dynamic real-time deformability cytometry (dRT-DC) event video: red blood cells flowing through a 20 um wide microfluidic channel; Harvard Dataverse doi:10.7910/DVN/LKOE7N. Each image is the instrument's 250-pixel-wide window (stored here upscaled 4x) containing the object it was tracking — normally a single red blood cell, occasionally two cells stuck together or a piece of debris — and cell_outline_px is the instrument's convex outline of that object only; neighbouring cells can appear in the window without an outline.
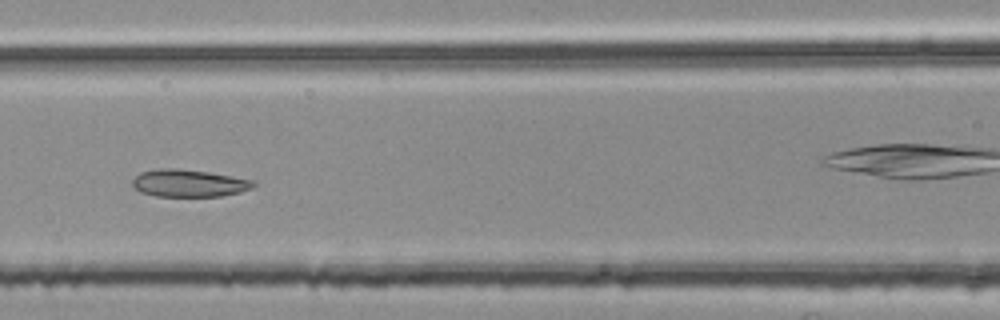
{"species": "common noctule bat (a hibernating species)", "species_latin": "Nyctalus noctula", "temperature_condition": "room temperature", "stored_images_in_passage": 53, "segment_of_instrument_passage": [2, 2], "camera_frame_rate_fps": 3000, "um_per_image_px": 0.085, "animal": {"sex": "female", "body_mass_g": 25.1}, "frame": {"image": 1, "passage_image": 24, "time_ms": 7.667, "image_size_px": [1000, 320], "cell_outline_px": [[256, 184], [252, 188], [240, 192], [220, 196], [156, 196], [140, 192], [132, 184], [132, 180], [140, 172], [160, 168], [176, 168], [208, 172], [232, 176], [252, 180]], "centroid_in_image_um": [16.04, 15.57], "position_along_channel_um": 150.6, "area_um2": 19.19}}
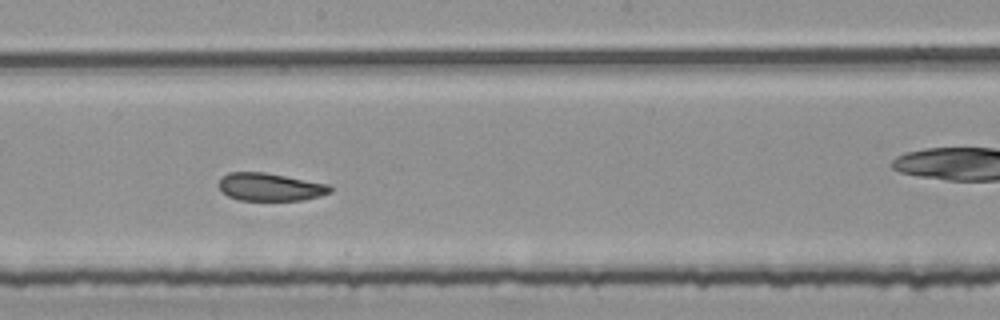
{"frame": {"image": 2, "passage_image": 30, "time_ms": 9.667, "image_size_px": [1000, 320], "cell_outline_px": [[332, 192], [320, 196], [304, 200], [240, 200], [228, 196], [220, 188], [220, 180], [228, 172], [264, 172], [328, 184], [332, 188]], "centroid_in_image_um": [22.99, 15.9], "position_along_channel_um": 225.2, "area_um2": 17.86}}
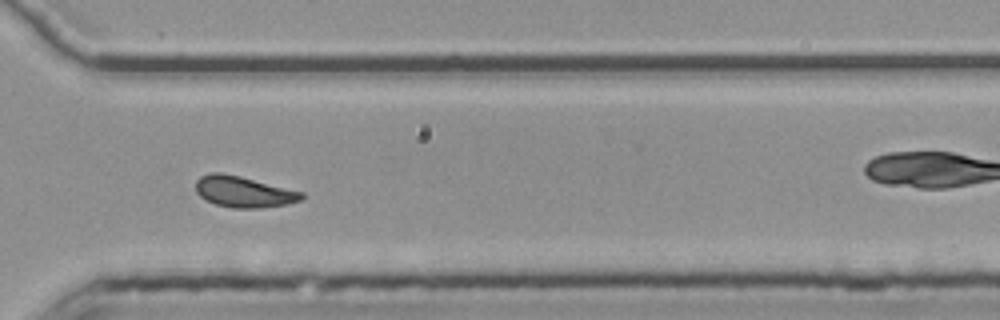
{"frame": {"image": 3, "passage_image": 40, "time_ms": 13.0, "image_size_px": [1000, 320], "cell_outline_px": [[304, 196], [300, 200], [288, 204], [260, 208], [232, 208], [216, 204], [204, 200], [196, 192], [196, 180], [200, 176], [212, 172], [220, 172], [240, 176], [304, 192]], "centroid_in_image_um": [20.69, 16.3], "position_along_channel_um": 349.9, "area_um2": 19.25}}